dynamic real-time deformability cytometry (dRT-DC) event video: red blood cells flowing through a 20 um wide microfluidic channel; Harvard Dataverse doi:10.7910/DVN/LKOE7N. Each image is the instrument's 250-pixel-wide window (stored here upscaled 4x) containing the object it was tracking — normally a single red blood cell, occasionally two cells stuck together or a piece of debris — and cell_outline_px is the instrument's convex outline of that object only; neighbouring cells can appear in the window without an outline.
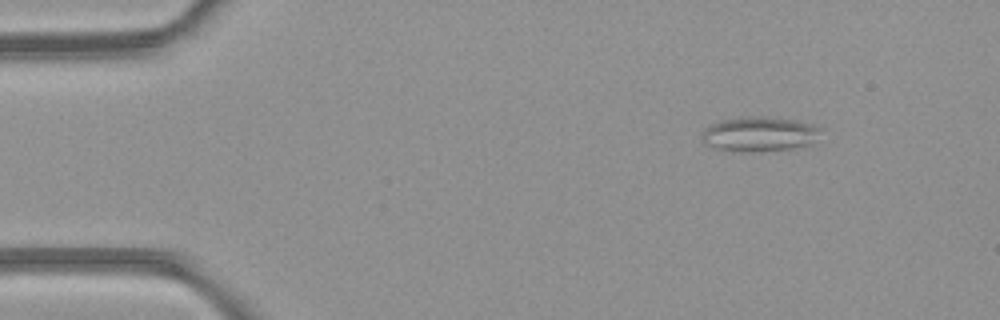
{"species": "common noctule bat (a hibernating species)", "species_latin": "Nyctalus noctula", "temperature_condition": "room temperature", "stored_images_in_passage": 45, "camera_frame_rate_fps": 3000, "um_per_image_px": 0.085, "animal": {"sex": "female", "body_mass_g": 21.9}, "frame": {"image": 1, "passage_image": 2, "time_ms": 0.333, "image_size_px": [1000, 320], "cell_outline_px": [[824, 128], [812, 144], [796, 148], [764, 152], [740, 152], [712, 148], [704, 144], [700, 140], [700, 132], [704, 128], [720, 120], [740, 116], [764, 116], [796, 120], [812, 124]], "centroid_in_image_um": [64.52, 11.41], "position_along_channel_um": 20.5, "area_um2": 25.03}}
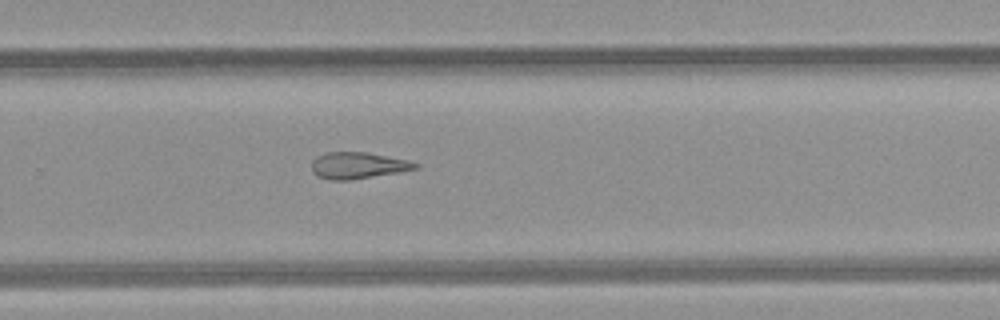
{"frame": {"image": 2, "passage_image": 28, "time_ms": 9.0, "image_size_px": [1000, 320], "cell_outline_px": [[420, 168], [400, 172], [352, 180], [328, 180], [312, 172], [312, 160], [316, 156], [324, 152], [364, 152], [408, 160], [420, 164]], "centroid_in_image_um": [30.43, 14.07], "position_along_channel_um": 299.4, "area_um2": 16.13}}
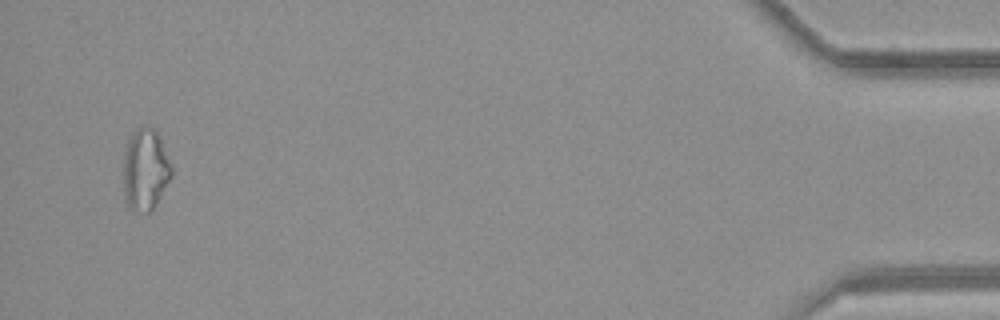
{"frame": {"image": 3, "passage_image": 43, "time_ms": 14.0, "image_size_px": [1000, 320], "cell_outline_px": [[172, 176], [156, 204], [148, 212], [132, 212], [128, 208], [124, 196], [124, 156], [128, 140], [132, 132], [140, 128], [152, 128], [160, 136], [172, 168]], "centroid_in_image_um": [12.35, 14.46], "position_along_channel_um": 422.9, "area_um2": 22.77}, "authors_computed_cell_mechanics": {"area_um2": 17.7446, "velocity_mm_per_s": 4.2657, "shape_relaxation_time_tau1_ms": null, "shape_relaxation_time_tau2_ms": 4.9834, "deformation_change_tau1": null, "deformation_change_tau2": 0.1565}}